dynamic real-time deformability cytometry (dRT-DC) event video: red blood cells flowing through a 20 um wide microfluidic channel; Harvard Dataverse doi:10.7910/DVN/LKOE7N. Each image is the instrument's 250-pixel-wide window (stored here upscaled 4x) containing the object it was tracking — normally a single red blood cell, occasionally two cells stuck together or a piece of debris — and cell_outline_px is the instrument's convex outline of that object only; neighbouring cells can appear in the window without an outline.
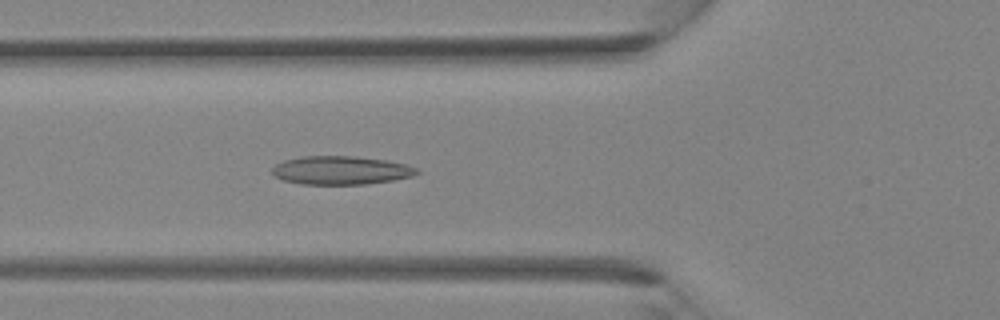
{"species": "Egyptian fruit bat (a non-hibernating species)", "species_latin": "Rousettus aegyptiacus", "temperature_condition": "room temperature", "stored_images_in_passage": 37, "camera_frame_rate_fps": 3000, "um_per_image_px": 0.085, "animal": {"sex": "female"}, "frame": {"image": 1, "passage_image": 14, "time_ms": 4.333, "image_size_px": [1000, 320], "cell_outline_px": [[420, 172], [412, 176], [392, 180], [364, 184], [300, 184], [284, 180], [272, 176], [272, 168], [276, 164], [284, 160], [300, 156], [356, 156], [388, 160], [408, 164], [416, 168]], "centroid_in_image_um": [28.96, 14.46], "position_along_channel_um": 96.8, "area_um2": 24.16}}
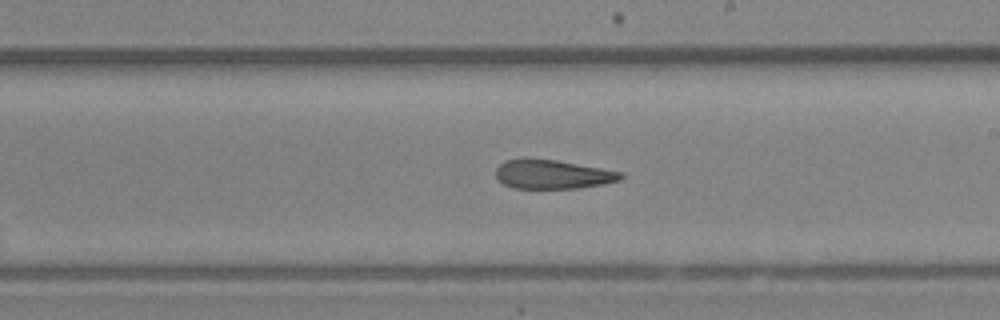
{"frame": {"image": 2, "passage_image": 22, "time_ms": 7.0, "image_size_px": [1000, 320], "cell_outline_px": [[624, 176], [620, 180], [604, 184], [580, 188], [512, 188], [504, 184], [496, 176], [496, 168], [504, 160], [556, 160], [624, 172]], "centroid_in_image_um": [47.03, 14.84], "position_along_channel_um": 242.0, "area_um2": 20.81}}
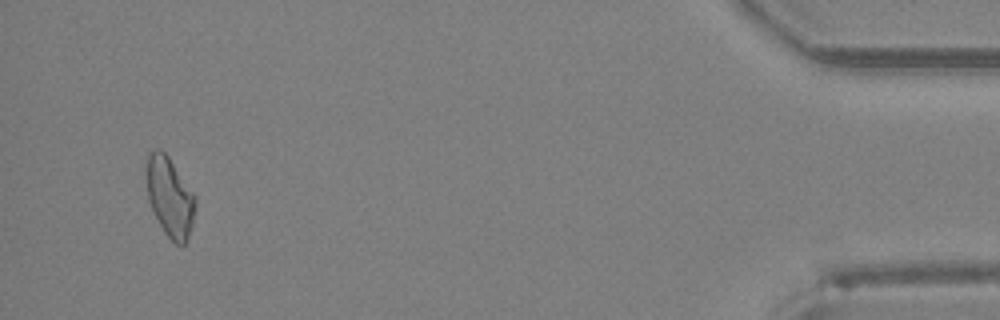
{"frame": {"image": 3, "passage_image": 36, "time_ms": 11.667, "image_size_px": [1000, 320], "cell_outline_px": [[196, 208], [192, 224], [188, 236], [184, 244], [176, 244], [164, 232], [148, 200], [144, 172], [144, 160], [148, 152], [156, 148], [160, 148], [168, 156], [196, 196]], "centroid_in_image_um": [14.39, 16.65], "position_along_channel_um": 420.8, "area_um2": 23.06}}